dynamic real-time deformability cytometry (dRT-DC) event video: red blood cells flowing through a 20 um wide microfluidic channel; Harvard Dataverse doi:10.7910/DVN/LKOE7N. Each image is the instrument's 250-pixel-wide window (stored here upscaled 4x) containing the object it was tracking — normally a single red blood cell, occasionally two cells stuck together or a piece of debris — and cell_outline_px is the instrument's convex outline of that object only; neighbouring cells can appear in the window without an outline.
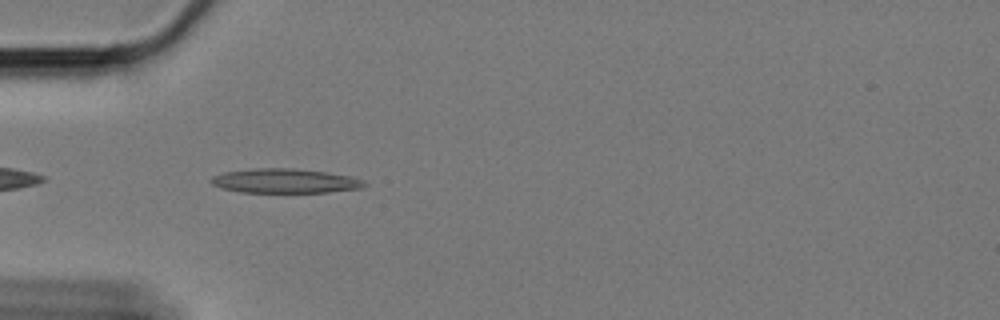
{"species": "Egyptian fruit bat (a non-hibernating species)", "species_latin": "Rousettus aegyptiacus", "temperature_condition": "cold", "stored_images_in_passage": 43, "camera_frame_rate_fps": 3000, "um_per_image_px": 0.085, "animal": {"sex": "female"}, "frame": {"image": 1, "passage_image": 2, "time_ms": 0.333, "image_size_px": [1000, 320], "cell_outline_px": [[368, 184], [360, 188], [328, 192], [240, 192], [220, 188], [212, 184], [208, 180], [212, 176], [224, 172], [256, 168], [292, 168], [324, 172], [348, 176], [364, 180]], "centroid_in_image_um": [24.17, 15.38], "position_along_channel_um": 60.8, "area_um2": 21.68}}
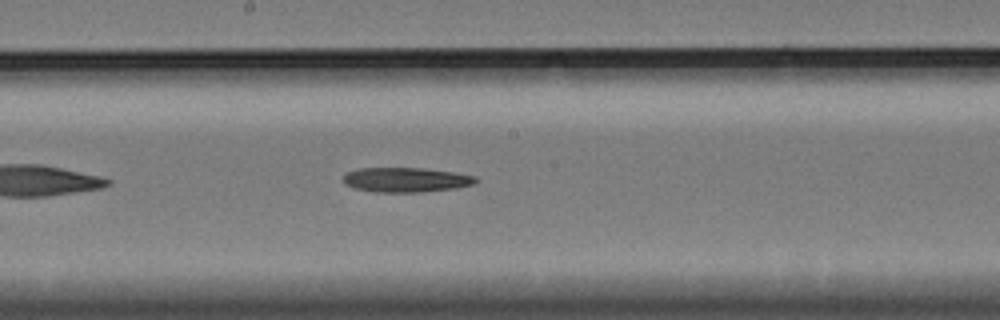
{"frame": {"image": 2, "passage_image": 16, "time_ms": 5.0, "image_size_px": [1000, 320], "cell_outline_px": [[480, 180], [472, 184], [456, 188], [420, 192], [376, 192], [356, 188], [344, 184], [344, 176], [348, 172], [360, 168], [424, 168], [452, 172], [476, 176]], "centroid_in_image_um": [34.53, 15.28], "position_along_channel_um": 213.7, "area_um2": 18.9}}
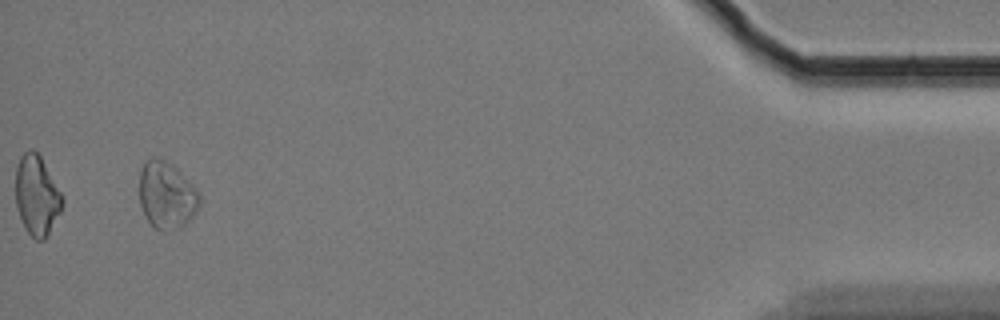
{"frame": {"image": 3, "passage_image": 41, "time_ms": 13.333, "image_size_px": [1000, 320], "cell_outline_px": [[200, 204], [196, 212], [184, 224], [160, 228], [152, 228], [144, 216], [140, 204], [140, 168], [144, 160], [152, 156], [164, 160], [172, 164], [200, 192]], "centroid_in_image_um": [14.13, 16.52], "position_along_channel_um": 421.1, "area_um2": 23.24}, "authors_computed_cell_mechanics": {"area_um2": 19.363, "velocity_mm_per_s": 3.3387, "shape_relaxation_time_tau1_ms": 5.1108, "shape_relaxation_time_tau2_ms": null, "deformation_change_tau1": 0.1326, "deformation_change_tau2": null}}